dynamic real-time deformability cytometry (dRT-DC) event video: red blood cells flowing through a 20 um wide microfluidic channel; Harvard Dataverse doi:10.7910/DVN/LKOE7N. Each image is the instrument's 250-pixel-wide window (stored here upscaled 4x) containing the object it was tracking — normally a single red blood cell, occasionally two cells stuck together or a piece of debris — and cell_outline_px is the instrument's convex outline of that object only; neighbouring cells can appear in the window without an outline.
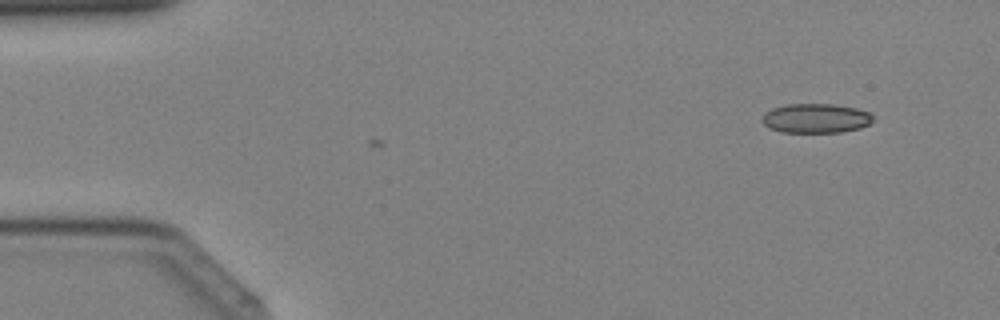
{"species": "Egyptian fruit bat (a non-hibernating species)", "species_latin": "Rousettus aegyptiacus", "temperature_condition": "cold", "stored_images_in_passage": 2, "camera_frame_rate_fps": 3000, "um_per_image_px": 0.085, "animal": {"sex": "female"}, "frame": {"image": 1, "passage_image": 2, "time_ms": 0.333, "image_size_px": [1000, 320], "cell_outline_px": [[872, 120], [868, 124], [860, 128], [840, 132], [780, 132], [768, 128], [760, 120], [764, 112], [772, 108], [788, 104], [836, 104], [856, 108], [868, 112], [872, 116]], "centroid_in_image_um": [69.29, 10.05], "position_along_channel_um": 15.7, "area_um2": 19.07}}